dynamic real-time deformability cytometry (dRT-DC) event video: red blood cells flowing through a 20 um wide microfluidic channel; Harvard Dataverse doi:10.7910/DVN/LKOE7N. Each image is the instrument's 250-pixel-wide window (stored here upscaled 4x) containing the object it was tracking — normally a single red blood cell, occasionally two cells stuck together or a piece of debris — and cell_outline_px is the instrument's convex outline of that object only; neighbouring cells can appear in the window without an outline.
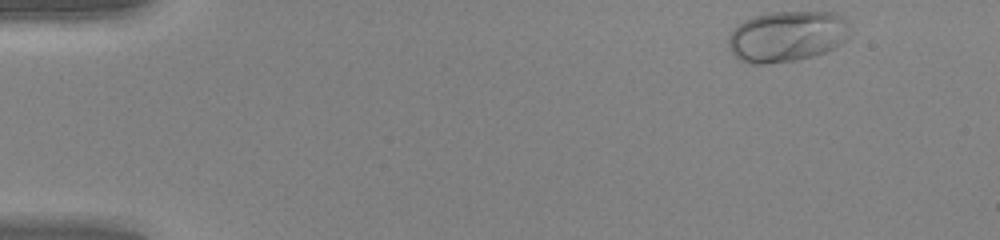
{"species": "human", "species_latin": "Homo sapiens", "temperature_condition": "warm", "stored_images_in_passage": 45, "camera_frame_rate_fps": 3000, "um_per_image_px": 0.085, "donor": {"sex": "female"}, "frame": {"image": 1, "passage_image": 1, "time_ms": 0.0, "image_size_px": [1000, 240], "cell_outline_px": [[848, 40], [824, 52], [812, 56], [796, 60], [764, 64], [752, 64], [740, 60], [732, 52], [728, 44], [728, 36], [732, 28], [744, 20], [752, 16], [768, 12], [832, 12], [840, 16], [844, 20], [848, 36]], "centroid_in_image_um": [66.82, 3.08], "position_along_channel_um": 18.2, "area_um2": 35.89}}
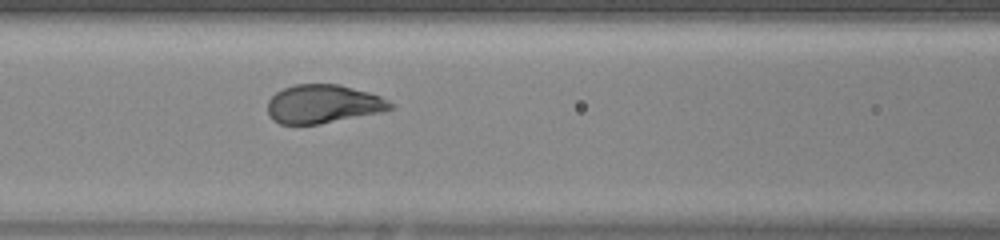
{"frame": {"image": 2, "passage_image": 18, "time_ms": 5.667, "image_size_px": [1000, 240], "cell_outline_px": [[396, 108], [384, 112], [320, 124], [280, 124], [272, 120], [268, 112], [268, 100], [276, 92], [292, 84], [340, 84], [368, 92], [380, 96], [396, 104]], "centroid_in_image_um": [27.51, 8.84], "position_along_channel_um": 139.1, "area_um2": 27.98}}
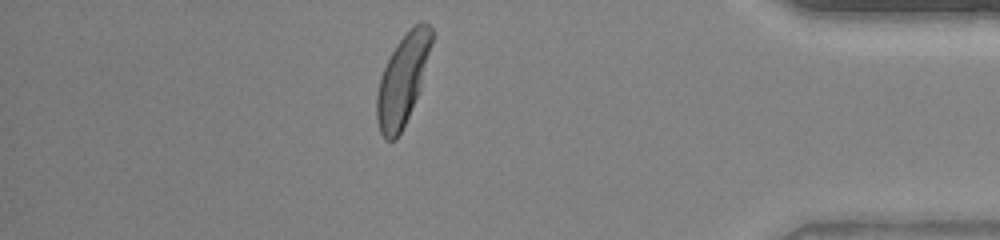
{"frame": {"image": 3, "passage_image": 39, "time_ms": 12.667, "image_size_px": [1000, 240], "cell_outline_px": [[432, 44], [420, 88], [408, 116], [396, 140], [384, 140], [380, 132], [376, 120], [376, 96], [380, 76], [396, 44], [408, 28], [420, 20], [424, 20], [432, 28]], "centroid_in_image_um": [34.21, 6.74], "position_along_channel_um": 401.0, "area_um2": 28.78}, "authors_computed_cell_mechanics": {"area_um2": 28.611, "velocity_mm_per_s": 4.2206, "shape_relaxation_time_tau1_ms": 1.6197, "shape_relaxation_time_tau2_ms": null, "deformation_change_tau1": 0.162, "deformation_change_tau2": null}}